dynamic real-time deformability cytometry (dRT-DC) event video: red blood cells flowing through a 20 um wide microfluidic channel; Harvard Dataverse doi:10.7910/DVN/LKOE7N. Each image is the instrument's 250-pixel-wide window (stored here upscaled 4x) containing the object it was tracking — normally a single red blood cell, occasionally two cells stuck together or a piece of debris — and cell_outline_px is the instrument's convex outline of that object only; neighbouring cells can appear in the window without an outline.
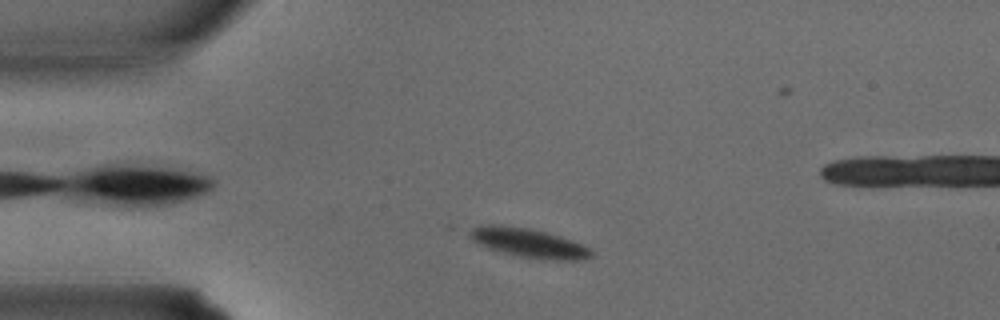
{"species": "common noctule bat (a hibernating species)", "species_latin": "Nyctalus noctula", "temperature_condition": "warm", "stored_images_in_passage": 32, "camera_frame_rate_fps": 3000, "um_per_image_px": 0.085, "animal": {"sex": "male", "body_mass_g": 15.6}, "frame": {"image": 1, "passage_image": 4, "time_ms": 1.0, "image_size_px": [1000, 320], "cell_outline_px": [[592, 256], [580, 260], [544, 260], [520, 256], [488, 248], [472, 240], [468, 236], [468, 232], [472, 228], [480, 224], [500, 224], [528, 228], [548, 232], [572, 240], [588, 248], [592, 252]], "centroid_in_image_um": [44.89, 20.63], "position_along_channel_um": 40.1, "area_um2": 20.69}}
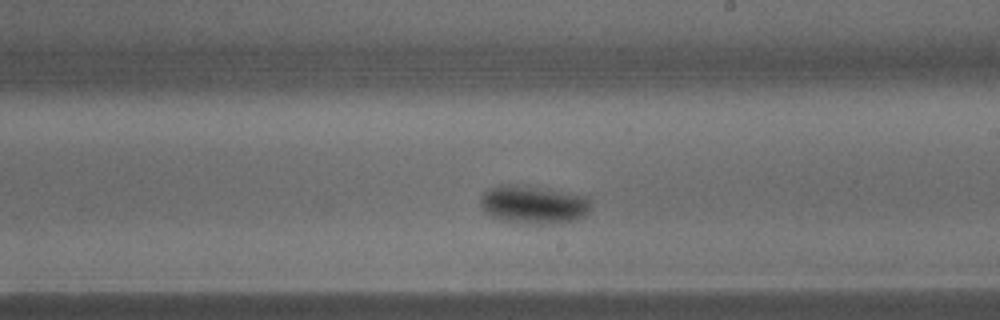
{"frame": {"image": 2, "passage_image": 16, "time_ms": 5.0, "image_size_px": [1000, 320], "cell_outline_px": [[592, 208], [584, 216], [576, 220], [560, 224], [536, 224], [504, 220], [492, 216], [484, 212], [480, 204], [480, 200], [484, 192], [488, 188], [504, 184], [516, 184], [548, 188], [588, 196], [592, 200]], "centroid_in_image_um": [45.41, 17.38], "position_along_channel_um": 243.6, "area_um2": 25.14}}
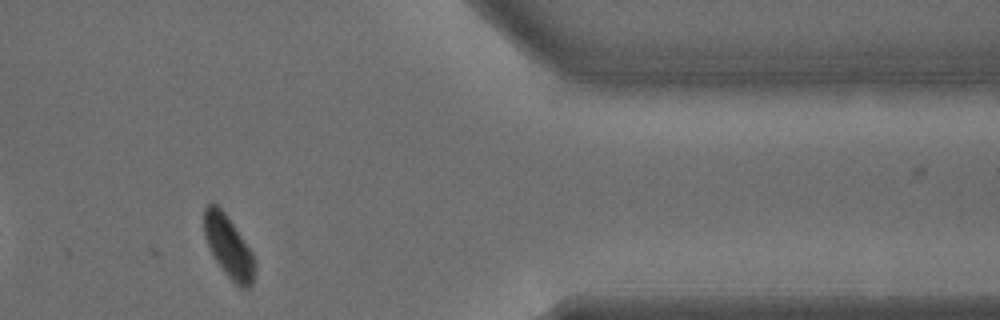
{"frame": {"image": 3, "passage_image": 25, "time_ms": 8.0, "image_size_px": [1000, 320], "cell_outline_px": [[256, 272], [252, 284], [248, 288], [240, 288], [224, 272], [216, 260], [208, 244], [204, 232], [204, 208], [212, 200], [224, 212], [252, 252], [256, 260]], "centroid_in_image_um": [19.45, 20.98], "position_along_channel_um": 391.9, "area_um2": 18.15}}